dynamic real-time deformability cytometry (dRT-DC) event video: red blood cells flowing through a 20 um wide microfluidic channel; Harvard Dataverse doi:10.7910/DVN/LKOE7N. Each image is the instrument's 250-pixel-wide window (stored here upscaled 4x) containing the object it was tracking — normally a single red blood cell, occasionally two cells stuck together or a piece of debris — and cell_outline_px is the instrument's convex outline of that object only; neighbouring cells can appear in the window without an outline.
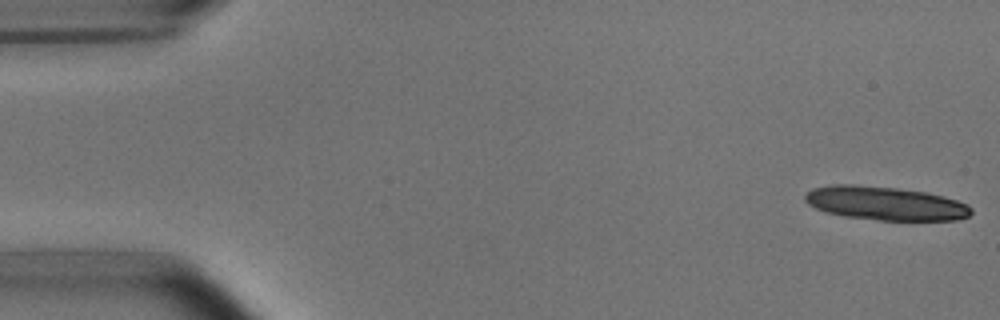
{"species": "common noctule bat (a hibernating species)", "species_latin": "Nyctalus noctula", "temperature_condition": "room temperature", "stored_images_in_passage": 5, "camera_frame_rate_fps": 3000, "um_per_image_px": 0.085, "animal": {"sex": "male", "body_mass_g": 15.6}, "frame": {"image": 1, "passage_image": 1, "time_ms": 0.0, "image_size_px": [1000, 320], "cell_outline_px": [[972, 212], [968, 216], [956, 220], [880, 220], [844, 216], [824, 212], [808, 204], [804, 200], [804, 196], [812, 188], [832, 184], [852, 184], [896, 188], [924, 192], [944, 196], [968, 204], [972, 208]], "centroid_in_image_um": [75.23, 17.28], "position_along_channel_um": 9.8, "area_um2": 32.6}}
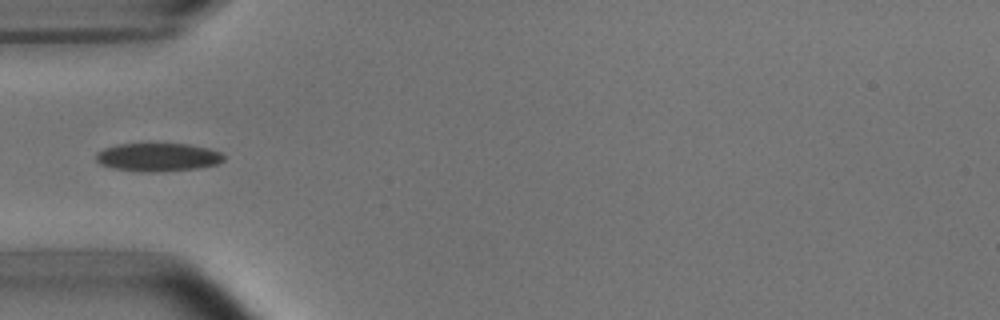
{"frame": {"image": 2, "passage_image": 5, "time_ms": 5.333, "image_size_px": [1000, 320], "cell_outline_px": [[224, 160], [216, 164], [200, 168], [152, 172], [148, 172], [112, 168], [100, 164], [96, 160], [96, 152], [104, 148], [116, 144], [188, 144], [208, 148], [220, 152], [224, 156]], "centroid_in_image_um": [13.4, 13.36], "position_along_channel_um": 71.6, "area_um2": 20.98}}